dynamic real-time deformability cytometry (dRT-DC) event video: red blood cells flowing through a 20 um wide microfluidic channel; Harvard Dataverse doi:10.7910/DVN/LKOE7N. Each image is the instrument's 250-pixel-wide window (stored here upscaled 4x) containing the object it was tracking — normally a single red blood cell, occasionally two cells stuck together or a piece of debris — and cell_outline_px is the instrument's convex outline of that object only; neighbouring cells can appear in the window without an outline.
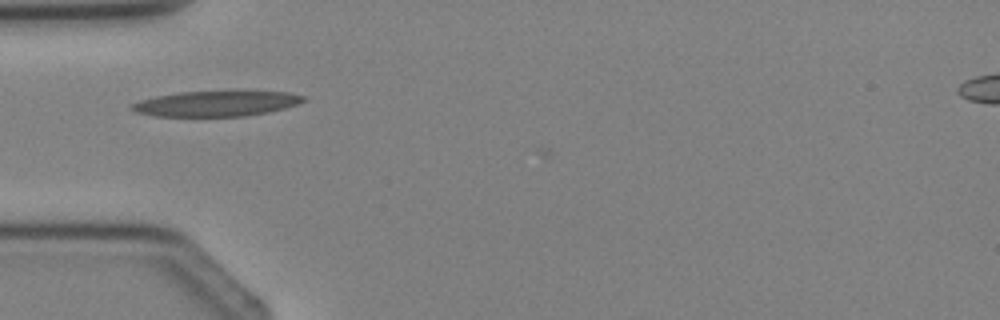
{"species": "Egyptian fruit bat (a non-hibernating species)", "species_latin": "Rousettus aegyptiacus", "temperature_condition": "cold", "stored_images_in_passage": 4, "camera_frame_rate_fps": 3000, "um_per_image_px": 0.085, "animal": {"sex": "female"}, "frame": {"image": 1, "passage_image": 4, "time_ms": 3.667, "image_size_px": [1000, 320], "cell_outline_px": [[304, 100], [296, 104], [284, 108], [268, 112], [244, 116], [156, 116], [136, 112], [128, 108], [128, 104], [140, 100], [156, 96], [180, 92], [288, 92], [304, 96]], "centroid_in_image_um": [18.29, 8.81], "position_along_channel_um": 66.7, "area_um2": 25.03}}